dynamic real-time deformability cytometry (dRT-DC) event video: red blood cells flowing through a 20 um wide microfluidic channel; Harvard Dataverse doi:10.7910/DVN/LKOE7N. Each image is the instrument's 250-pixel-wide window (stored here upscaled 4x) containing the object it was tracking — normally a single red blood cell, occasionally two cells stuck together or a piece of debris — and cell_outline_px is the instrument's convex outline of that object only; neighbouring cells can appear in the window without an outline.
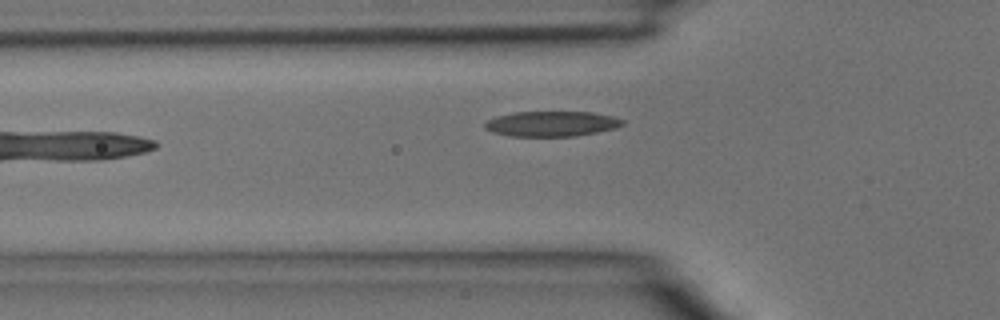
{"species": "common noctule bat (a hibernating species)", "species_latin": "Nyctalus noctula", "temperature_condition": "room temperature", "stored_images_in_passage": 5, "camera_frame_rate_fps": 3000, "um_per_image_px": 0.085, "animal": {"sex": "male", "body_mass_g": 15.6}, "frame": {"image": 1, "passage_image": 5, "time_ms": 1.333, "image_size_px": [1000, 320], "cell_outline_px": [[624, 124], [616, 128], [576, 136], [508, 136], [492, 132], [484, 128], [484, 124], [488, 120], [496, 116], [516, 112], [592, 112], [612, 116], [624, 120]], "centroid_in_image_um": [46.88, 10.52], "position_along_channel_um": 78.9, "area_um2": 20.23}}